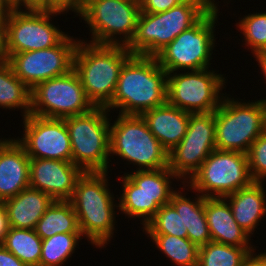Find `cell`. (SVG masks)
Returning <instances> with one entry per match:
<instances>
[{
  "label": "cell",
  "instance_id": "cell-1",
  "mask_svg": "<svg viewBox=\"0 0 266 266\" xmlns=\"http://www.w3.org/2000/svg\"><path fill=\"white\" fill-rule=\"evenodd\" d=\"M108 174L109 171L84 172L68 200L77 215L83 238L100 250L114 238L118 226L115 224L118 200L111 191Z\"/></svg>",
  "mask_w": 266,
  "mask_h": 266
},
{
  "label": "cell",
  "instance_id": "cell-2",
  "mask_svg": "<svg viewBox=\"0 0 266 266\" xmlns=\"http://www.w3.org/2000/svg\"><path fill=\"white\" fill-rule=\"evenodd\" d=\"M168 73L155 57L132 55L122 66L111 103L106 109L142 115L167 102ZM116 109V111H115Z\"/></svg>",
  "mask_w": 266,
  "mask_h": 266
},
{
  "label": "cell",
  "instance_id": "cell-3",
  "mask_svg": "<svg viewBox=\"0 0 266 266\" xmlns=\"http://www.w3.org/2000/svg\"><path fill=\"white\" fill-rule=\"evenodd\" d=\"M80 38L73 70L93 106L106 108L115 93L120 70L133 54L123 45L95 44Z\"/></svg>",
  "mask_w": 266,
  "mask_h": 266
},
{
  "label": "cell",
  "instance_id": "cell-4",
  "mask_svg": "<svg viewBox=\"0 0 266 266\" xmlns=\"http://www.w3.org/2000/svg\"><path fill=\"white\" fill-rule=\"evenodd\" d=\"M216 3L217 0H185L162 13L140 12L134 37L126 48L133 55L154 57Z\"/></svg>",
  "mask_w": 266,
  "mask_h": 266
},
{
  "label": "cell",
  "instance_id": "cell-5",
  "mask_svg": "<svg viewBox=\"0 0 266 266\" xmlns=\"http://www.w3.org/2000/svg\"><path fill=\"white\" fill-rule=\"evenodd\" d=\"M118 177L122 194L117 196L119 211L122 215L136 220L144 226L156 215L163 205L169 204L172 194L177 190L173 181L183 183L169 167L159 170L126 172ZM175 179V180H174ZM142 222V223H141Z\"/></svg>",
  "mask_w": 266,
  "mask_h": 266
},
{
  "label": "cell",
  "instance_id": "cell-6",
  "mask_svg": "<svg viewBox=\"0 0 266 266\" xmlns=\"http://www.w3.org/2000/svg\"><path fill=\"white\" fill-rule=\"evenodd\" d=\"M110 123V158H121L136 171L168 167L169 153L155 138L141 115L119 114Z\"/></svg>",
  "mask_w": 266,
  "mask_h": 266
},
{
  "label": "cell",
  "instance_id": "cell-7",
  "mask_svg": "<svg viewBox=\"0 0 266 266\" xmlns=\"http://www.w3.org/2000/svg\"><path fill=\"white\" fill-rule=\"evenodd\" d=\"M231 97L226 93L215 110L216 150L247 154L252 143L266 130L265 101Z\"/></svg>",
  "mask_w": 266,
  "mask_h": 266
},
{
  "label": "cell",
  "instance_id": "cell-8",
  "mask_svg": "<svg viewBox=\"0 0 266 266\" xmlns=\"http://www.w3.org/2000/svg\"><path fill=\"white\" fill-rule=\"evenodd\" d=\"M219 2L154 56L167 73L211 68L216 47L214 33L216 25H219Z\"/></svg>",
  "mask_w": 266,
  "mask_h": 266
},
{
  "label": "cell",
  "instance_id": "cell-9",
  "mask_svg": "<svg viewBox=\"0 0 266 266\" xmlns=\"http://www.w3.org/2000/svg\"><path fill=\"white\" fill-rule=\"evenodd\" d=\"M111 113L104 107L63 118L67 125L72 162L84 172H108L110 167Z\"/></svg>",
  "mask_w": 266,
  "mask_h": 266
},
{
  "label": "cell",
  "instance_id": "cell-10",
  "mask_svg": "<svg viewBox=\"0 0 266 266\" xmlns=\"http://www.w3.org/2000/svg\"><path fill=\"white\" fill-rule=\"evenodd\" d=\"M60 10H19L10 8L1 35L2 58L14 53L36 51L56 46L68 33L55 26ZM53 19V21H52Z\"/></svg>",
  "mask_w": 266,
  "mask_h": 266
},
{
  "label": "cell",
  "instance_id": "cell-11",
  "mask_svg": "<svg viewBox=\"0 0 266 266\" xmlns=\"http://www.w3.org/2000/svg\"><path fill=\"white\" fill-rule=\"evenodd\" d=\"M140 12V0H102L86 3L76 15L92 34L84 41L127 46L134 37Z\"/></svg>",
  "mask_w": 266,
  "mask_h": 266
},
{
  "label": "cell",
  "instance_id": "cell-12",
  "mask_svg": "<svg viewBox=\"0 0 266 266\" xmlns=\"http://www.w3.org/2000/svg\"><path fill=\"white\" fill-rule=\"evenodd\" d=\"M209 69L168 73L167 102L188 113L214 112L226 95L228 79Z\"/></svg>",
  "mask_w": 266,
  "mask_h": 266
},
{
  "label": "cell",
  "instance_id": "cell-13",
  "mask_svg": "<svg viewBox=\"0 0 266 266\" xmlns=\"http://www.w3.org/2000/svg\"><path fill=\"white\" fill-rule=\"evenodd\" d=\"M252 182L247 154L215 149L186 182V191L203 197H225Z\"/></svg>",
  "mask_w": 266,
  "mask_h": 266
},
{
  "label": "cell",
  "instance_id": "cell-14",
  "mask_svg": "<svg viewBox=\"0 0 266 266\" xmlns=\"http://www.w3.org/2000/svg\"><path fill=\"white\" fill-rule=\"evenodd\" d=\"M93 108L73 69L67 74L38 83L31 90L30 114L39 117L63 119L85 114Z\"/></svg>",
  "mask_w": 266,
  "mask_h": 266
},
{
  "label": "cell",
  "instance_id": "cell-15",
  "mask_svg": "<svg viewBox=\"0 0 266 266\" xmlns=\"http://www.w3.org/2000/svg\"><path fill=\"white\" fill-rule=\"evenodd\" d=\"M78 42L77 37L67 34L56 46L14 53L7 61L14 74L32 90L38 83L67 74L73 69Z\"/></svg>",
  "mask_w": 266,
  "mask_h": 266
},
{
  "label": "cell",
  "instance_id": "cell-16",
  "mask_svg": "<svg viewBox=\"0 0 266 266\" xmlns=\"http://www.w3.org/2000/svg\"><path fill=\"white\" fill-rule=\"evenodd\" d=\"M215 111L190 113L186 134L169 152V169L184 183L216 149Z\"/></svg>",
  "mask_w": 266,
  "mask_h": 266
},
{
  "label": "cell",
  "instance_id": "cell-17",
  "mask_svg": "<svg viewBox=\"0 0 266 266\" xmlns=\"http://www.w3.org/2000/svg\"><path fill=\"white\" fill-rule=\"evenodd\" d=\"M22 121L23 136L15 139L30 158L72 162L70 135L64 119L30 114Z\"/></svg>",
  "mask_w": 266,
  "mask_h": 266
},
{
  "label": "cell",
  "instance_id": "cell-18",
  "mask_svg": "<svg viewBox=\"0 0 266 266\" xmlns=\"http://www.w3.org/2000/svg\"><path fill=\"white\" fill-rule=\"evenodd\" d=\"M83 173L73 162L30 158L29 184L54 200H69Z\"/></svg>",
  "mask_w": 266,
  "mask_h": 266
},
{
  "label": "cell",
  "instance_id": "cell-19",
  "mask_svg": "<svg viewBox=\"0 0 266 266\" xmlns=\"http://www.w3.org/2000/svg\"><path fill=\"white\" fill-rule=\"evenodd\" d=\"M30 157L14 137L0 138V202L30 187Z\"/></svg>",
  "mask_w": 266,
  "mask_h": 266
},
{
  "label": "cell",
  "instance_id": "cell-20",
  "mask_svg": "<svg viewBox=\"0 0 266 266\" xmlns=\"http://www.w3.org/2000/svg\"><path fill=\"white\" fill-rule=\"evenodd\" d=\"M204 211L210 230L211 241L237 247H257L251 236L243 230L233 217L224 197H204Z\"/></svg>",
  "mask_w": 266,
  "mask_h": 266
},
{
  "label": "cell",
  "instance_id": "cell-21",
  "mask_svg": "<svg viewBox=\"0 0 266 266\" xmlns=\"http://www.w3.org/2000/svg\"><path fill=\"white\" fill-rule=\"evenodd\" d=\"M265 182L253 181L249 186L239 189L224 198L227 200L235 221L251 237L261 219L266 218Z\"/></svg>",
  "mask_w": 266,
  "mask_h": 266
},
{
  "label": "cell",
  "instance_id": "cell-22",
  "mask_svg": "<svg viewBox=\"0 0 266 266\" xmlns=\"http://www.w3.org/2000/svg\"><path fill=\"white\" fill-rule=\"evenodd\" d=\"M141 116L151 133L169 153L186 134L190 113L166 102L145 111Z\"/></svg>",
  "mask_w": 266,
  "mask_h": 266
},
{
  "label": "cell",
  "instance_id": "cell-23",
  "mask_svg": "<svg viewBox=\"0 0 266 266\" xmlns=\"http://www.w3.org/2000/svg\"><path fill=\"white\" fill-rule=\"evenodd\" d=\"M55 200L40 190L28 187L15 197L3 202L8 226L17 229H35L37 222Z\"/></svg>",
  "mask_w": 266,
  "mask_h": 266
},
{
  "label": "cell",
  "instance_id": "cell-24",
  "mask_svg": "<svg viewBox=\"0 0 266 266\" xmlns=\"http://www.w3.org/2000/svg\"><path fill=\"white\" fill-rule=\"evenodd\" d=\"M0 108L21 110L22 119L30 115L31 90L14 74L5 58H0Z\"/></svg>",
  "mask_w": 266,
  "mask_h": 266
},
{
  "label": "cell",
  "instance_id": "cell-25",
  "mask_svg": "<svg viewBox=\"0 0 266 266\" xmlns=\"http://www.w3.org/2000/svg\"><path fill=\"white\" fill-rule=\"evenodd\" d=\"M182 221L183 232H187V238L198 247L211 241L210 230L204 211V197L196 193L194 198L187 197L184 189L187 184L182 183Z\"/></svg>",
  "mask_w": 266,
  "mask_h": 266
},
{
  "label": "cell",
  "instance_id": "cell-26",
  "mask_svg": "<svg viewBox=\"0 0 266 266\" xmlns=\"http://www.w3.org/2000/svg\"><path fill=\"white\" fill-rule=\"evenodd\" d=\"M34 230L41 239L58 233H81L77 215L68 200H55L37 222Z\"/></svg>",
  "mask_w": 266,
  "mask_h": 266
},
{
  "label": "cell",
  "instance_id": "cell-27",
  "mask_svg": "<svg viewBox=\"0 0 266 266\" xmlns=\"http://www.w3.org/2000/svg\"><path fill=\"white\" fill-rule=\"evenodd\" d=\"M182 183L176 186L177 190L172 194L169 204L163 205L156 215L142 228L144 234H168L176 237L187 238V232H183L182 221Z\"/></svg>",
  "mask_w": 266,
  "mask_h": 266
},
{
  "label": "cell",
  "instance_id": "cell-28",
  "mask_svg": "<svg viewBox=\"0 0 266 266\" xmlns=\"http://www.w3.org/2000/svg\"><path fill=\"white\" fill-rule=\"evenodd\" d=\"M2 245L27 266H40L42 239L34 229L9 227Z\"/></svg>",
  "mask_w": 266,
  "mask_h": 266
},
{
  "label": "cell",
  "instance_id": "cell-29",
  "mask_svg": "<svg viewBox=\"0 0 266 266\" xmlns=\"http://www.w3.org/2000/svg\"><path fill=\"white\" fill-rule=\"evenodd\" d=\"M155 248L176 266H198L199 247L188 238L168 234H145Z\"/></svg>",
  "mask_w": 266,
  "mask_h": 266
},
{
  "label": "cell",
  "instance_id": "cell-30",
  "mask_svg": "<svg viewBox=\"0 0 266 266\" xmlns=\"http://www.w3.org/2000/svg\"><path fill=\"white\" fill-rule=\"evenodd\" d=\"M256 247H237L210 241L199 247L198 266H242Z\"/></svg>",
  "mask_w": 266,
  "mask_h": 266
},
{
  "label": "cell",
  "instance_id": "cell-31",
  "mask_svg": "<svg viewBox=\"0 0 266 266\" xmlns=\"http://www.w3.org/2000/svg\"><path fill=\"white\" fill-rule=\"evenodd\" d=\"M83 239L81 233H58L42 239L40 266H63Z\"/></svg>",
  "mask_w": 266,
  "mask_h": 266
},
{
  "label": "cell",
  "instance_id": "cell-32",
  "mask_svg": "<svg viewBox=\"0 0 266 266\" xmlns=\"http://www.w3.org/2000/svg\"><path fill=\"white\" fill-rule=\"evenodd\" d=\"M239 19L235 26L245 42L241 46L249 47L253 56L260 53L266 47V11L253 12Z\"/></svg>",
  "mask_w": 266,
  "mask_h": 266
},
{
  "label": "cell",
  "instance_id": "cell-33",
  "mask_svg": "<svg viewBox=\"0 0 266 266\" xmlns=\"http://www.w3.org/2000/svg\"><path fill=\"white\" fill-rule=\"evenodd\" d=\"M247 157L253 181L266 182V130L252 143Z\"/></svg>",
  "mask_w": 266,
  "mask_h": 266
},
{
  "label": "cell",
  "instance_id": "cell-34",
  "mask_svg": "<svg viewBox=\"0 0 266 266\" xmlns=\"http://www.w3.org/2000/svg\"><path fill=\"white\" fill-rule=\"evenodd\" d=\"M184 1L185 0H140V8L141 12L144 13H162Z\"/></svg>",
  "mask_w": 266,
  "mask_h": 266
},
{
  "label": "cell",
  "instance_id": "cell-35",
  "mask_svg": "<svg viewBox=\"0 0 266 266\" xmlns=\"http://www.w3.org/2000/svg\"><path fill=\"white\" fill-rule=\"evenodd\" d=\"M48 10H60L76 14L80 10V0H48Z\"/></svg>",
  "mask_w": 266,
  "mask_h": 266
},
{
  "label": "cell",
  "instance_id": "cell-36",
  "mask_svg": "<svg viewBox=\"0 0 266 266\" xmlns=\"http://www.w3.org/2000/svg\"><path fill=\"white\" fill-rule=\"evenodd\" d=\"M11 7L19 10H48V0H13Z\"/></svg>",
  "mask_w": 266,
  "mask_h": 266
},
{
  "label": "cell",
  "instance_id": "cell-37",
  "mask_svg": "<svg viewBox=\"0 0 266 266\" xmlns=\"http://www.w3.org/2000/svg\"><path fill=\"white\" fill-rule=\"evenodd\" d=\"M0 266H27L0 244Z\"/></svg>",
  "mask_w": 266,
  "mask_h": 266
},
{
  "label": "cell",
  "instance_id": "cell-38",
  "mask_svg": "<svg viewBox=\"0 0 266 266\" xmlns=\"http://www.w3.org/2000/svg\"><path fill=\"white\" fill-rule=\"evenodd\" d=\"M242 266H266V252L261 251L258 253L256 250L251 252Z\"/></svg>",
  "mask_w": 266,
  "mask_h": 266
},
{
  "label": "cell",
  "instance_id": "cell-39",
  "mask_svg": "<svg viewBox=\"0 0 266 266\" xmlns=\"http://www.w3.org/2000/svg\"><path fill=\"white\" fill-rule=\"evenodd\" d=\"M8 219L5 207L2 202H0V244H2L4 237L8 231Z\"/></svg>",
  "mask_w": 266,
  "mask_h": 266
},
{
  "label": "cell",
  "instance_id": "cell-40",
  "mask_svg": "<svg viewBox=\"0 0 266 266\" xmlns=\"http://www.w3.org/2000/svg\"><path fill=\"white\" fill-rule=\"evenodd\" d=\"M10 8L11 6L5 0H0V35H2L6 17Z\"/></svg>",
  "mask_w": 266,
  "mask_h": 266
},
{
  "label": "cell",
  "instance_id": "cell-41",
  "mask_svg": "<svg viewBox=\"0 0 266 266\" xmlns=\"http://www.w3.org/2000/svg\"><path fill=\"white\" fill-rule=\"evenodd\" d=\"M253 58H255L254 60L257 61V65L259 68V73L263 74V82L266 84V56H253ZM263 101L266 102V96L264 98H262Z\"/></svg>",
  "mask_w": 266,
  "mask_h": 266
},
{
  "label": "cell",
  "instance_id": "cell-42",
  "mask_svg": "<svg viewBox=\"0 0 266 266\" xmlns=\"http://www.w3.org/2000/svg\"><path fill=\"white\" fill-rule=\"evenodd\" d=\"M102 1V0H80V9L88 2Z\"/></svg>",
  "mask_w": 266,
  "mask_h": 266
},
{
  "label": "cell",
  "instance_id": "cell-43",
  "mask_svg": "<svg viewBox=\"0 0 266 266\" xmlns=\"http://www.w3.org/2000/svg\"><path fill=\"white\" fill-rule=\"evenodd\" d=\"M254 56H266V47L260 53L254 55Z\"/></svg>",
  "mask_w": 266,
  "mask_h": 266
},
{
  "label": "cell",
  "instance_id": "cell-44",
  "mask_svg": "<svg viewBox=\"0 0 266 266\" xmlns=\"http://www.w3.org/2000/svg\"><path fill=\"white\" fill-rule=\"evenodd\" d=\"M10 6L12 5L13 0H5Z\"/></svg>",
  "mask_w": 266,
  "mask_h": 266
},
{
  "label": "cell",
  "instance_id": "cell-45",
  "mask_svg": "<svg viewBox=\"0 0 266 266\" xmlns=\"http://www.w3.org/2000/svg\"><path fill=\"white\" fill-rule=\"evenodd\" d=\"M2 57V54H1V35H0V58Z\"/></svg>",
  "mask_w": 266,
  "mask_h": 266
}]
</instances>
